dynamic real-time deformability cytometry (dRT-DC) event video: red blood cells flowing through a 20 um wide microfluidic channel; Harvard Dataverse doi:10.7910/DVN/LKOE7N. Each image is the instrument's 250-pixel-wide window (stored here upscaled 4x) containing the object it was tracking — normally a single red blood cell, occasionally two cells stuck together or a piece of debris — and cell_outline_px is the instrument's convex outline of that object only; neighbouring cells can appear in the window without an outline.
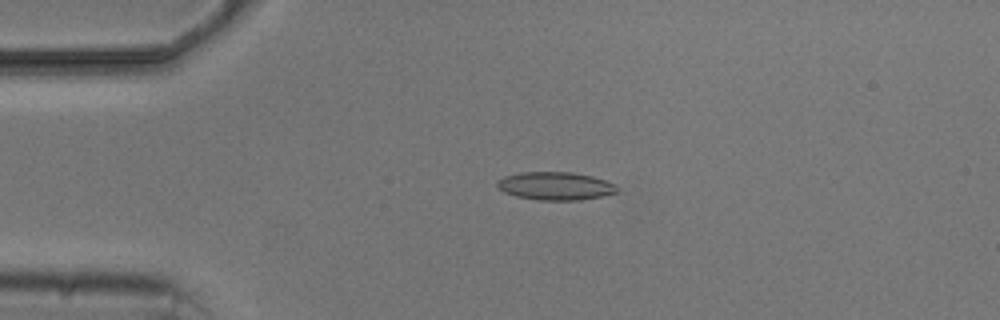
{"species": "common noctule bat (a hibernating species)", "species_latin": "Nyctalus noctula", "temperature_condition": "cold", "stored_images_in_passage": 4, "camera_frame_rate_fps": 3000, "um_per_image_px": 0.085, "animal": {"sex": "male", "body_mass_g": 20.5, "forearm_length_mm": 52.5}, "frame": {"image": 1, "passage_image": 3, "time_ms": 3.333, "image_size_px": [1000, 320], "cell_outline_px": [[620, 192], [604, 196], [580, 200], [540, 200], [516, 196], [504, 192], [496, 184], [496, 180], [504, 176], [520, 172], [572, 172], [592, 176], [604, 180], [620, 188]], "centroid_in_image_um": [47.23, 15.81], "position_along_channel_um": 37.8, "area_um2": 19.71}}